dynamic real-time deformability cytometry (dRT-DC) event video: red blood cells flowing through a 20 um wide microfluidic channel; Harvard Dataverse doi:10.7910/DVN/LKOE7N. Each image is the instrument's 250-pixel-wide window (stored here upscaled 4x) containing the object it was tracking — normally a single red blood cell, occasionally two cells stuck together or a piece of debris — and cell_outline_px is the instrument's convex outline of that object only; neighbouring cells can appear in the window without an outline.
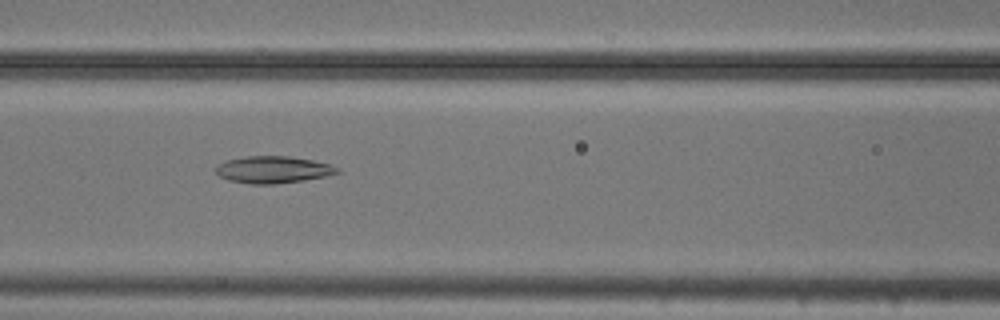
{"species": "common noctule bat (a hibernating species)", "species_latin": "Nyctalus noctula", "temperature_condition": "cold", "stored_images_in_passage": 54, "camera_frame_rate_fps": 3000, "um_per_image_px": 0.085, "animal": {"sex": "male", "body_mass_g": 20.5, "forearm_length_mm": 52.5}, "frame": {"image": 1, "passage_image": 23, "time_ms": 7.333, "image_size_px": [1000, 320], "cell_outline_px": [[340, 172], [324, 176], [304, 180], [276, 184], [252, 184], [228, 180], [220, 176], [212, 168], [216, 164], [224, 160], [248, 156], [288, 156], [312, 160], [328, 164], [340, 168]], "centroid_in_image_um": [23.14, 14.41], "position_along_channel_um": 143.5, "area_um2": 19.19}}
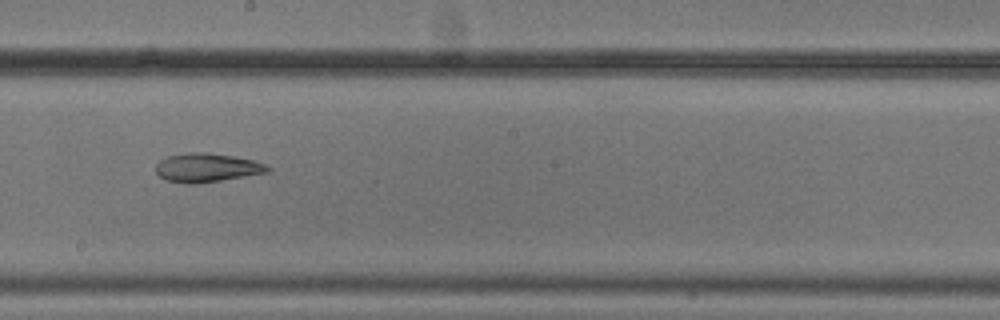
{"frame": {"image": 2, "passage_image": 30, "time_ms": 9.667, "image_size_px": [1000, 320], "cell_outline_px": [[272, 168], [268, 172], [220, 180], [192, 184], [188, 184], [168, 180], [160, 176], [156, 172], [156, 164], [160, 160], [168, 156], [192, 152], [204, 152], [232, 156], [252, 160], [264, 164]], "centroid_in_image_um": [17.57, 14.25], "position_along_channel_um": 230.6, "area_um2": 18.38}}
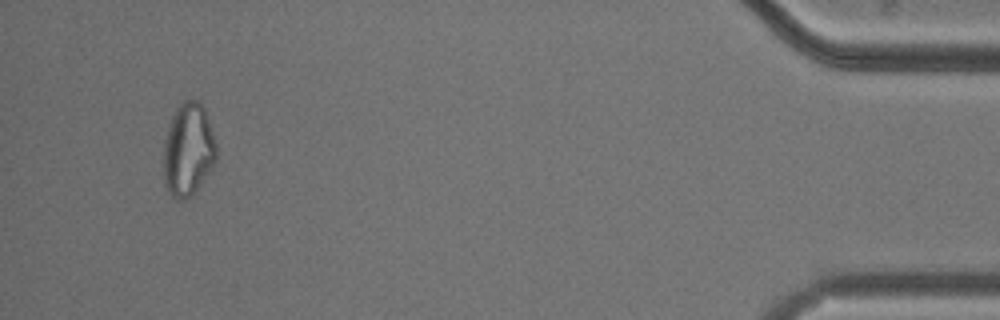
{"frame": {"image": 3, "passage_image": 51, "time_ms": 16.667, "image_size_px": [1000, 320], "cell_outline_px": [[216, 160], [212, 168], [192, 196], [184, 200], [176, 200], [168, 192], [164, 184], [164, 140], [172, 116], [176, 108], [184, 100], [196, 100], [204, 108], [216, 144]], "centroid_in_image_um": [15.98, 12.77], "position_along_channel_um": 419.2, "area_um2": 28.55}, "authors_computed_cell_mechanics": {"area_um2": 24.7384, "velocity_mm_per_s": 3.7293, "shape_relaxation_time_tau1_ms": null, "shape_relaxation_time_tau2_ms": 4.8233, "deformation_change_tau1": null, "deformation_change_tau2": 0.1382}}